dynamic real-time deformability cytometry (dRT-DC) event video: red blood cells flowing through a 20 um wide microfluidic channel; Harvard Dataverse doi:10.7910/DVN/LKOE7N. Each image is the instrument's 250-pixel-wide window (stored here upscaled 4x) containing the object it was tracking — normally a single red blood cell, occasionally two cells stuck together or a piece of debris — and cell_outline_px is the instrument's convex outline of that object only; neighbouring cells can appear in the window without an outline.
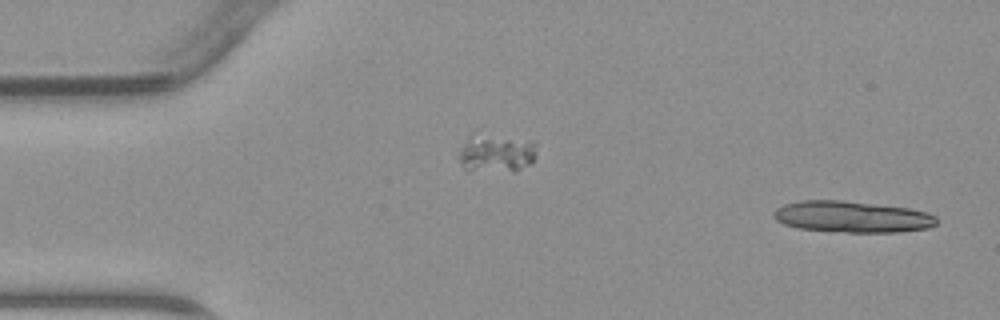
{"species": "common noctule bat (a hibernating species)", "species_latin": "Nyctalus noctula", "temperature_condition": "warm", "stored_images_in_passage": 7, "camera_frame_rate_fps": 3000, "um_per_image_px": 0.085, "animal": {"sex": "male", "body_mass_g": 23.1, "forearm_length_mm": 52.7}, "frame": {"image": 1, "passage_image": 1, "time_ms": 0.0, "image_size_px": [1000, 320], "cell_outline_px": [[936, 224], [928, 228], [900, 232], [844, 232], [796, 228], [784, 224], [776, 220], [772, 216], [772, 212], [776, 208], [784, 204], [800, 200], [840, 200], [908, 208], [928, 212], [936, 216]], "centroid_in_image_um": [72.39, 18.43], "position_along_channel_um": 12.6, "area_um2": 29.88}}